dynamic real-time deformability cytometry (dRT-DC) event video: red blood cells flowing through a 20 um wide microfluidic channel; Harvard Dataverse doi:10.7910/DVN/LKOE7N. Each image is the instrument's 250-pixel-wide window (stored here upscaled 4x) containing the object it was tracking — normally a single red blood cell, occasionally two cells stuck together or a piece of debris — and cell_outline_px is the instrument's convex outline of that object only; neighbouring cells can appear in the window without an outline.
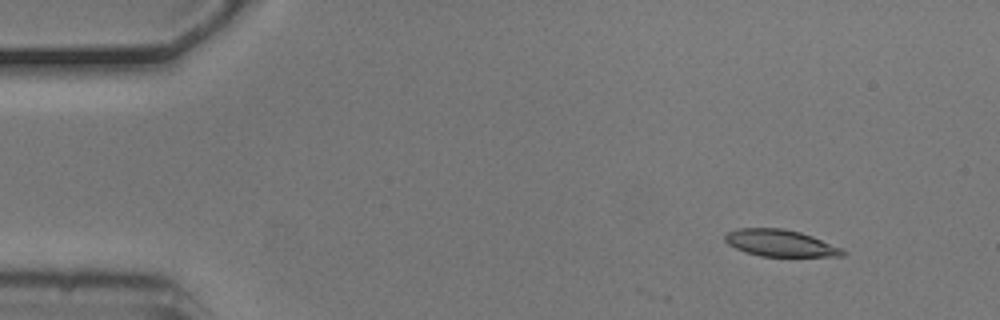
{"species": "common noctule bat (a hibernating species)", "species_latin": "Nyctalus noctula", "temperature_condition": "cold", "stored_images_in_passage": 5, "camera_frame_rate_fps": 3000, "um_per_image_px": 0.085, "animal": {"sex": "male", "body_mass_g": 20.5, "forearm_length_mm": 52.5}, "frame": {"image": 1, "passage_image": 5, "time_ms": 1.333, "image_size_px": [1000, 320], "cell_outline_px": [[848, 252], [844, 256], [760, 256], [744, 252], [728, 244], [724, 240], [724, 236], [728, 232], [736, 228], [784, 228], [800, 232], [812, 236], [844, 248]], "centroid_in_image_um": [66.35, 20.66], "position_along_channel_um": 18.7, "area_um2": 18.55}}